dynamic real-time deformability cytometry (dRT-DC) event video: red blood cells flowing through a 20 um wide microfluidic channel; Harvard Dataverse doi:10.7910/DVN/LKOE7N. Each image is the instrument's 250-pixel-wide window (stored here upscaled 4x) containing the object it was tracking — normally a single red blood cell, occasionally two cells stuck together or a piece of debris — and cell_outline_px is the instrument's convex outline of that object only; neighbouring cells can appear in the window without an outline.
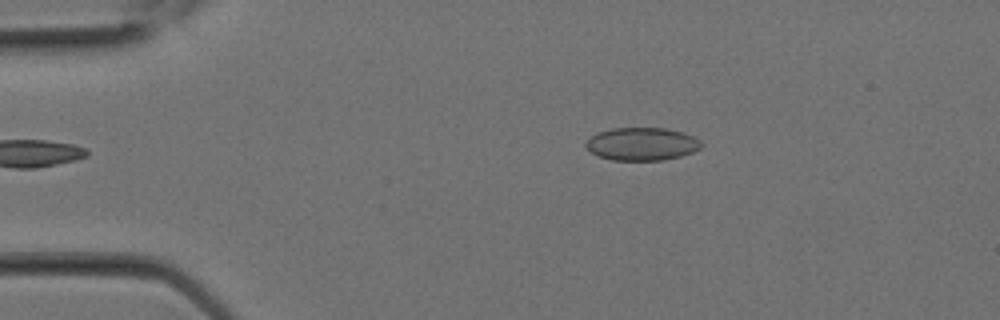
{"species": "Egyptian fruit bat (a non-hibernating species)", "species_latin": "Rousettus aegyptiacus", "temperature_condition": "room temperature", "stored_images_in_passage": 3, "camera_frame_rate_fps": 3000, "um_per_image_px": 0.085, "animal": {"sex": "female"}, "frame": {"image": 1, "passage_image": 2, "time_ms": 0.333, "image_size_px": [1000, 320], "cell_outline_px": [[704, 144], [700, 148], [692, 152], [680, 156], [664, 160], [612, 160], [600, 156], [592, 152], [584, 144], [596, 132], [612, 128], [668, 128], [684, 132], [700, 140]], "centroid_in_image_um": [54.59, 12.23], "position_along_channel_um": 30.4, "area_um2": 22.14}}
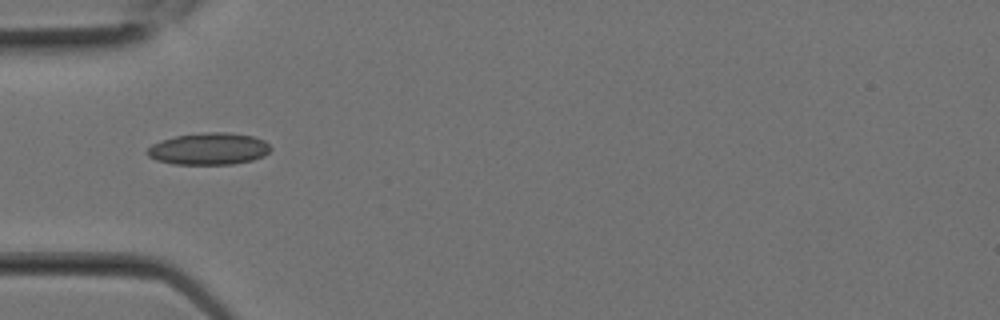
{"frame": {"image": 2, "passage_image": 3, "time_ms": 0.667, "image_size_px": [1000, 320], "cell_outline_px": [[272, 148], [264, 156], [252, 160], [232, 164], [172, 164], [156, 160], [148, 156], [144, 152], [152, 144], [160, 140], [176, 136], [204, 132], [228, 132], [252, 136], [264, 140]], "centroid_in_image_um": [17.72, 12.65], "position_along_channel_um": 67.3, "area_um2": 23.06}}